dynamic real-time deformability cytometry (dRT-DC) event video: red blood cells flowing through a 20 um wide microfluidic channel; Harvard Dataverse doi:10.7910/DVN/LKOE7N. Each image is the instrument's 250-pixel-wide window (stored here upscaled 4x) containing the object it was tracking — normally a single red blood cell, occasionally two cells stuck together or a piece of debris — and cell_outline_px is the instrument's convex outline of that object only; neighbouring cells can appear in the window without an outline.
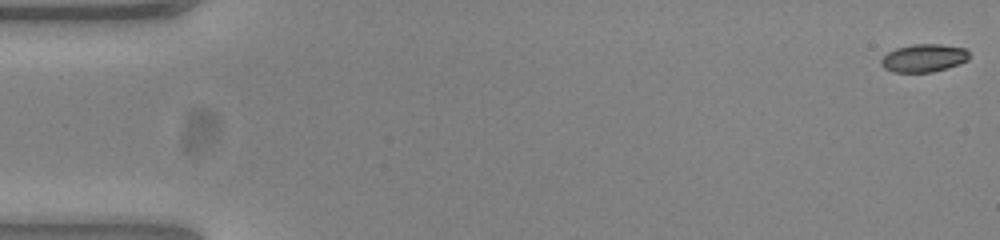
{"species": "common noctule bat (a hibernating species)", "species_latin": "Nyctalus noctula", "temperature_condition": "warm", "stored_images_in_passage": 54, "camera_frame_rate_fps": 3000, "um_per_image_px": 0.085, "animal": {"sex": "female", "body_mass_g": 23.0, "forearm_length_mm": 53.4}, "frame": {"image": 1, "passage_image": 1, "time_ms": 0.0, "image_size_px": [1000, 240], "cell_outline_px": [[968, 60], [960, 64], [932, 72], [892, 72], [884, 68], [880, 64], [880, 60], [888, 52], [896, 48], [912, 44], [940, 44], [964, 48], [968, 52]], "centroid_in_image_um": [78.5, 4.93], "position_along_channel_um": 6.5, "area_um2": 14.33}}
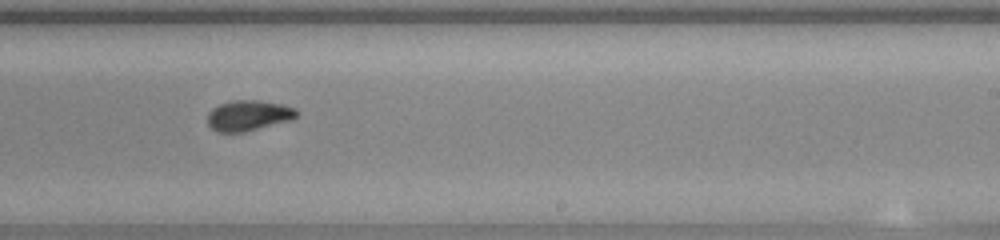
{"frame": {"image": 2, "passage_image": 33, "time_ms": 10.667, "image_size_px": [1000, 240], "cell_outline_px": [[300, 112], [292, 120], [244, 132], [216, 132], [208, 124], [208, 112], [212, 108], [220, 104], [236, 100], [256, 100], [284, 104], [296, 108]], "centroid_in_image_um": [21.15, 9.81], "position_along_channel_um": 267.8, "area_um2": 15.95}}
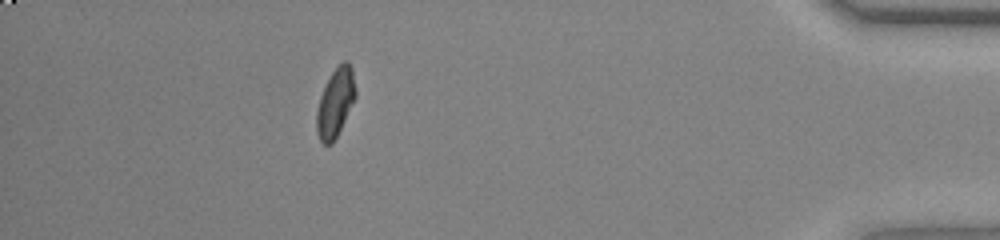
{"frame": {"image": 3, "passage_image": 48, "time_ms": 15.667, "image_size_px": [1000, 240], "cell_outline_px": [[356, 96], [332, 144], [324, 144], [320, 140], [316, 132], [316, 112], [320, 96], [332, 72], [344, 60], [348, 60], [352, 68], [356, 92]], "centroid_in_image_um": [28.5, 8.72], "position_along_channel_um": 406.7, "area_um2": 15.26}, "authors_computed_cell_mechanics": {"area_um2": 15.8083, "velocity_mm_per_s": 3.8565, "shape_relaxation_time_tau1_ms": 4.5612, "shape_relaxation_time_tau2_ms": 1.4018, "deformation_change_tau1": 0.1575, "deformation_change_tau2": 0.0544}}